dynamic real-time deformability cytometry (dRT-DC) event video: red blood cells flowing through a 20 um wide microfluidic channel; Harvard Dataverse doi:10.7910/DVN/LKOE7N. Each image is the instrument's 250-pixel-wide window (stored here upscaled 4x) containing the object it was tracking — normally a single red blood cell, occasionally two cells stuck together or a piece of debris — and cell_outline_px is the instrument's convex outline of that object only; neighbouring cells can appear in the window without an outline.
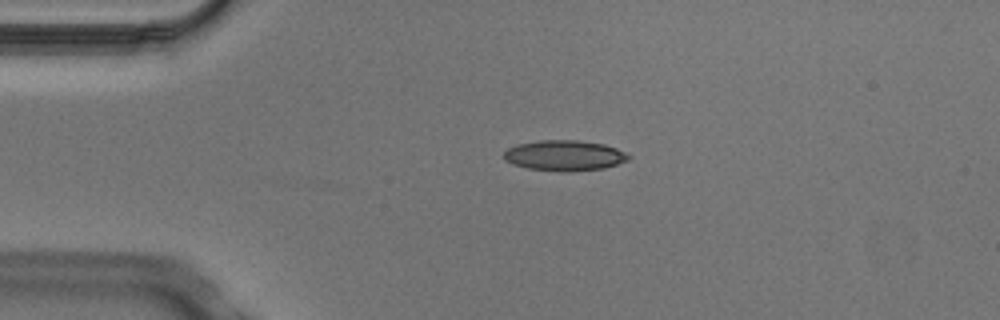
{"species": "Egyptian fruit bat (a non-hibernating species)", "species_latin": "Rousettus aegyptiacus", "temperature_condition": "cold", "stored_images_in_passage": 2, "camera_frame_rate_fps": 3000, "um_per_image_px": 0.085, "animal": {"sex": "male"}, "frame": {"image": 1, "passage_image": 2, "time_ms": 0.333, "image_size_px": [1000, 320], "cell_outline_px": [[632, 156], [628, 160], [604, 168], [568, 172], [560, 172], [528, 168], [512, 164], [504, 160], [504, 152], [508, 148], [516, 144], [540, 140], [576, 140], [604, 144], [616, 148]], "centroid_in_image_um": [47.96, 13.22], "position_along_channel_um": 37.0, "area_um2": 22.25}}